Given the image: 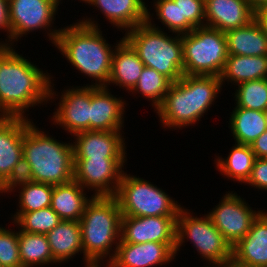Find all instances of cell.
I'll return each instance as SVG.
<instances>
[{
  "mask_svg": "<svg viewBox=\"0 0 267 267\" xmlns=\"http://www.w3.org/2000/svg\"><path fill=\"white\" fill-rule=\"evenodd\" d=\"M237 86L235 93H232L237 107L266 112L267 78L247 81Z\"/></svg>",
  "mask_w": 267,
  "mask_h": 267,
  "instance_id": "cell-32",
  "label": "cell"
},
{
  "mask_svg": "<svg viewBox=\"0 0 267 267\" xmlns=\"http://www.w3.org/2000/svg\"><path fill=\"white\" fill-rule=\"evenodd\" d=\"M54 261L59 265L73 260L79 252L83 254L81 226L79 221L62 220L46 234Z\"/></svg>",
  "mask_w": 267,
  "mask_h": 267,
  "instance_id": "cell-23",
  "label": "cell"
},
{
  "mask_svg": "<svg viewBox=\"0 0 267 267\" xmlns=\"http://www.w3.org/2000/svg\"><path fill=\"white\" fill-rule=\"evenodd\" d=\"M0 225V267H22L18 231Z\"/></svg>",
  "mask_w": 267,
  "mask_h": 267,
  "instance_id": "cell-35",
  "label": "cell"
},
{
  "mask_svg": "<svg viewBox=\"0 0 267 267\" xmlns=\"http://www.w3.org/2000/svg\"><path fill=\"white\" fill-rule=\"evenodd\" d=\"M222 87L218 76L183 75L171 84L164 101L154 112L164 129L195 126L215 104Z\"/></svg>",
  "mask_w": 267,
  "mask_h": 267,
  "instance_id": "cell-3",
  "label": "cell"
},
{
  "mask_svg": "<svg viewBox=\"0 0 267 267\" xmlns=\"http://www.w3.org/2000/svg\"><path fill=\"white\" fill-rule=\"evenodd\" d=\"M3 42L4 40L2 42L0 41V58L11 48L10 45H7Z\"/></svg>",
  "mask_w": 267,
  "mask_h": 267,
  "instance_id": "cell-43",
  "label": "cell"
},
{
  "mask_svg": "<svg viewBox=\"0 0 267 267\" xmlns=\"http://www.w3.org/2000/svg\"><path fill=\"white\" fill-rule=\"evenodd\" d=\"M147 9V21L127 31L123 38L136 51L146 67L169 78L172 82L181 79L183 73V44L181 35H168L153 23L154 19ZM163 30V31H162Z\"/></svg>",
  "mask_w": 267,
  "mask_h": 267,
  "instance_id": "cell-6",
  "label": "cell"
},
{
  "mask_svg": "<svg viewBox=\"0 0 267 267\" xmlns=\"http://www.w3.org/2000/svg\"><path fill=\"white\" fill-rule=\"evenodd\" d=\"M16 190L19 191V209H16V212H32L51 205L53 185L33 182Z\"/></svg>",
  "mask_w": 267,
  "mask_h": 267,
  "instance_id": "cell-33",
  "label": "cell"
},
{
  "mask_svg": "<svg viewBox=\"0 0 267 267\" xmlns=\"http://www.w3.org/2000/svg\"><path fill=\"white\" fill-rule=\"evenodd\" d=\"M177 216H122L120 242L176 243Z\"/></svg>",
  "mask_w": 267,
  "mask_h": 267,
  "instance_id": "cell-14",
  "label": "cell"
},
{
  "mask_svg": "<svg viewBox=\"0 0 267 267\" xmlns=\"http://www.w3.org/2000/svg\"><path fill=\"white\" fill-rule=\"evenodd\" d=\"M230 113L228 128L235 143L251 145L267 130L266 112L235 105Z\"/></svg>",
  "mask_w": 267,
  "mask_h": 267,
  "instance_id": "cell-27",
  "label": "cell"
},
{
  "mask_svg": "<svg viewBox=\"0 0 267 267\" xmlns=\"http://www.w3.org/2000/svg\"><path fill=\"white\" fill-rule=\"evenodd\" d=\"M122 98L112 95L106 86H91L90 130H124L127 103Z\"/></svg>",
  "mask_w": 267,
  "mask_h": 267,
  "instance_id": "cell-17",
  "label": "cell"
},
{
  "mask_svg": "<svg viewBox=\"0 0 267 267\" xmlns=\"http://www.w3.org/2000/svg\"><path fill=\"white\" fill-rule=\"evenodd\" d=\"M55 1H56L58 4H60V3L62 4V2H61L62 0H55ZM79 1L82 2V3L84 2V3L86 4V1H87V0H79Z\"/></svg>",
  "mask_w": 267,
  "mask_h": 267,
  "instance_id": "cell-45",
  "label": "cell"
},
{
  "mask_svg": "<svg viewBox=\"0 0 267 267\" xmlns=\"http://www.w3.org/2000/svg\"><path fill=\"white\" fill-rule=\"evenodd\" d=\"M53 81L54 79H51L49 101L53 102L60 96L57 108L51 117L53 124L62 127L71 136L90 130L91 86H71L66 90L63 89L59 95L54 89Z\"/></svg>",
  "mask_w": 267,
  "mask_h": 267,
  "instance_id": "cell-12",
  "label": "cell"
},
{
  "mask_svg": "<svg viewBox=\"0 0 267 267\" xmlns=\"http://www.w3.org/2000/svg\"><path fill=\"white\" fill-rule=\"evenodd\" d=\"M52 78L11 47L0 58V116L28 118L29 108L49 104Z\"/></svg>",
  "mask_w": 267,
  "mask_h": 267,
  "instance_id": "cell-1",
  "label": "cell"
},
{
  "mask_svg": "<svg viewBox=\"0 0 267 267\" xmlns=\"http://www.w3.org/2000/svg\"><path fill=\"white\" fill-rule=\"evenodd\" d=\"M118 30L127 32L147 21L148 5L144 0H87Z\"/></svg>",
  "mask_w": 267,
  "mask_h": 267,
  "instance_id": "cell-21",
  "label": "cell"
},
{
  "mask_svg": "<svg viewBox=\"0 0 267 267\" xmlns=\"http://www.w3.org/2000/svg\"><path fill=\"white\" fill-rule=\"evenodd\" d=\"M185 239L187 242L190 240L200 258L208 262L209 265L206 264L205 267H226L231 264L232 247L207 214L198 217L184 207L179 210L176 219L175 255H178Z\"/></svg>",
  "mask_w": 267,
  "mask_h": 267,
  "instance_id": "cell-7",
  "label": "cell"
},
{
  "mask_svg": "<svg viewBox=\"0 0 267 267\" xmlns=\"http://www.w3.org/2000/svg\"><path fill=\"white\" fill-rule=\"evenodd\" d=\"M12 216V223L18 225L20 231L34 234L46 235L62 221L50 206L32 212H15Z\"/></svg>",
  "mask_w": 267,
  "mask_h": 267,
  "instance_id": "cell-31",
  "label": "cell"
},
{
  "mask_svg": "<svg viewBox=\"0 0 267 267\" xmlns=\"http://www.w3.org/2000/svg\"><path fill=\"white\" fill-rule=\"evenodd\" d=\"M179 1L180 35L191 32L194 28L205 26V0Z\"/></svg>",
  "mask_w": 267,
  "mask_h": 267,
  "instance_id": "cell-34",
  "label": "cell"
},
{
  "mask_svg": "<svg viewBox=\"0 0 267 267\" xmlns=\"http://www.w3.org/2000/svg\"><path fill=\"white\" fill-rule=\"evenodd\" d=\"M121 220L122 213L114 196H95L86 205L79 220L85 264L105 265V261L108 264L113 259L120 242Z\"/></svg>",
  "mask_w": 267,
  "mask_h": 267,
  "instance_id": "cell-4",
  "label": "cell"
},
{
  "mask_svg": "<svg viewBox=\"0 0 267 267\" xmlns=\"http://www.w3.org/2000/svg\"><path fill=\"white\" fill-rule=\"evenodd\" d=\"M264 78H267V56L228 55L220 75L222 86L225 81L237 86Z\"/></svg>",
  "mask_w": 267,
  "mask_h": 267,
  "instance_id": "cell-26",
  "label": "cell"
},
{
  "mask_svg": "<svg viewBox=\"0 0 267 267\" xmlns=\"http://www.w3.org/2000/svg\"><path fill=\"white\" fill-rule=\"evenodd\" d=\"M220 201L207 215L225 240L233 247L245 237L253 222L264 209L253 210L244 198L233 191L226 192Z\"/></svg>",
  "mask_w": 267,
  "mask_h": 267,
  "instance_id": "cell-11",
  "label": "cell"
},
{
  "mask_svg": "<svg viewBox=\"0 0 267 267\" xmlns=\"http://www.w3.org/2000/svg\"><path fill=\"white\" fill-rule=\"evenodd\" d=\"M256 158H267V130L263 132L251 145Z\"/></svg>",
  "mask_w": 267,
  "mask_h": 267,
  "instance_id": "cell-40",
  "label": "cell"
},
{
  "mask_svg": "<svg viewBox=\"0 0 267 267\" xmlns=\"http://www.w3.org/2000/svg\"><path fill=\"white\" fill-rule=\"evenodd\" d=\"M114 197L122 216H178L183 207L165 190L124 171Z\"/></svg>",
  "mask_w": 267,
  "mask_h": 267,
  "instance_id": "cell-9",
  "label": "cell"
},
{
  "mask_svg": "<svg viewBox=\"0 0 267 267\" xmlns=\"http://www.w3.org/2000/svg\"><path fill=\"white\" fill-rule=\"evenodd\" d=\"M173 82L157 72L153 68L144 67L137 81L136 86L131 91L132 94H141V97L151 102L154 111L162 104L165 95Z\"/></svg>",
  "mask_w": 267,
  "mask_h": 267,
  "instance_id": "cell-30",
  "label": "cell"
},
{
  "mask_svg": "<svg viewBox=\"0 0 267 267\" xmlns=\"http://www.w3.org/2000/svg\"><path fill=\"white\" fill-rule=\"evenodd\" d=\"M226 158L216 156L215 164L221 175L241 185L250 177L256 159L250 145L235 143Z\"/></svg>",
  "mask_w": 267,
  "mask_h": 267,
  "instance_id": "cell-28",
  "label": "cell"
},
{
  "mask_svg": "<svg viewBox=\"0 0 267 267\" xmlns=\"http://www.w3.org/2000/svg\"><path fill=\"white\" fill-rule=\"evenodd\" d=\"M122 132L88 130L73 135L74 158H127Z\"/></svg>",
  "mask_w": 267,
  "mask_h": 267,
  "instance_id": "cell-16",
  "label": "cell"
},
{
  "mask_svg": "<svg viewBox=\"0 0 267 267\" xmlns=\"http://www.w3.org/2000/svg\"><path fill=\"white\" fill-rule=\"evenodd\" d=\"M248 5L256 11L258 8L267 5V0H246Z\"/></svg>",
  "mask_w": 267,
  "mask_h": 267,
  "instance_id": "cell-42",
  "label": "cell"
},
{
  "mask_svg": "<svg viewBox=\"0 0 267 267\" xmlns=\"http://www.w3.org/2000/svg\"><path fill=\"white\" fill-rule=\"evenodd\" d=\"M32 119L0 116V185L23 156V138Z\"/></svg>",
  "mask_w": 267,
  "mask_h": 267,
  "instance_id": "cell-19",
  "label": "cell"
},
{
  "mask_svg": "<svg viewBox=\"0 0 267 267\" xmlns=\"http://www.w3.org/2000/svg\"><path fill=\"white\" fill-rule=\"evenodd\" d=\"M226 267H236V266L233 264H230V265H227Z\"/></svg>",
  "mask_w": 267,
  "mask_h": 267,
  "instance_id": "cell-46",
  "label": "cell"
},
{
  "mask_svg": "<svg viewBox=\"0 0 267 267\" xmlns=\"http://www.w3.org/2000/svg\"><path fill=\"white\" fill-rule=\"evenodd\" d=\"M225 35L228 55L267 56V36L255 19Z\"/></svg>",
  "mask_w": 267,
  "mask_h": 267,
  "instance_id": "cell-25",
  "label": "cell"
},
{
  "mask_svg": "<svg viewBox=\"0 0 267 267\" xmlns=\"http://www.w3.org/2000/svg\"><path fill=\"white\" fill-rule=\"evenodd\" d=\"M59 4L55 0H11L9 1V23L11 28V47L21 37L34 31H46L50 42L55 45L61 28L54 21ZM53 27V29H52ZM15 42V43H14Z\"/></svg>",
  "mask_w": 267,
  "mask_h": 267,
  "instance_id": "cell-10",
  "label": "cell"
},
{
  "mask_svg": "<svg viewBox=\"0 0 267 267\" xmlns=\"http://www.w3.org/2000/svg\"><path fill=\"white\" fill-rule=\"evenodd\" d=\"M254 189L267 191V158H256L251 170L250 177L244 183Z\"/></svg>",
  "mask_w": 267,
  "mask_h": 267,
  "instance_id": "cell-38",
  "label": "cell"
},
{
  "mask_svg": "<svg viewBox=\"0 0 267 267\" xmlns=\"http://www.w3.org/2000/svg\"><path fill=\"white\" fill-rule=\"evenodd\" d=\"M18 243L22 267H44L57 264L45 234L27 233L18 228Z\"/></svg>",
  "mask_w": 267,
  "mask_h": 267,
  "instance_id": "cell-29",
  "label": "cell"
},
{
  "mask_svg": "<svg viewBox=\"0 0 267 267\" xmlns=\"http://www.w3.org/2000/svg\"><path fill=\"white\" fill-rule=\"evenodd\" d=\"M0 30L6 32L5 44L11 46V28L9 23V2L0 0Z\"/></svg>",
  "mask_w": 267,
  "mask_h": 267,
  "instance_id": "cell-39",
  "label": "cell"
},
{
  "mask_svg": "<svg viewBox=\"0 0 267 267\" xmlns=\"http://www.w3.org/2000/svg\"><path fill=\"white\" fill-rule=\"evenodd\" d=\"M32 121L23 138V156L31 166L34 182L50 185L73 180L74 154L70 141L61 142Z\"/></svg>",
  "mask_w": 267,
  "mask_h": 267,
  "instance_id": "cell-5",
  "label": "cell"
},
{
  "mask_svg": "<svg viewBox=\"0 0 267 267\" xmlns=\"http://www.w3.org/2000/svg\"><path fill=\"white\" fill-rule=\"evenodd\" d=\"M181 40L184 75L220 77L228 57L225 32L203 26L181 35Z\"/></svg>",
  "mask_w": 267,
  "mask_h": 267,
  "instance_id": "cell-8",
  "label": "cell"
},
{
  "mask_svg": "<svg viewBox=\"0 0 267 267\" xmlns=\"http://www.w3.org/2000/svg\"><path fill=\"white\" fill-rule=\"evenodd\" d=\"M236 267H267V212L253 222L249 232L232 247Z\"/></svg>",
  "mask_w": 267,
  "mask_h": 267,
  "instance_id": "cell-18",
  "label": "cell"
},
{
  "mask_svg": "<svg viewBox=\"0 0 267 267\" xmlns=\"http://www.w3.org/2000/svg\"><path fill=\"white\" fill-rule=\"evenodd\" d=\"M102 264L100 263H88L85 264V267H101Z\"/></svg>",
  "mask_w": 267,
  "mask_h": 267,
  "instance_id": "cell-44",
  "label": "cell"
},
{
  "mask_svg": "<svg viewBox=\"0 0 267 267\" xmlns=\"http://www.w3.org/2000/svg\"><path fill=\"white\" fill-rule=\"evenodd\" d=\"M152 5L157 16L156 19L160 20L164 28L168 29V33L170 31L172 35H180L179 1L154 0Z\"/></svg>",
  "mask_w": 267,
  "mask_h": 267,
  "instance_id": "cell-36",
  "label": "cell"
},
{
  "mask_svg": "<svg viewBox=\"0 0 267 267\" xmlns=\"http://www.w3.org/2000/svg\"><path fill=\"white\" fill-rule=\"evenodd\" d=\"M255 11L246 0H205V26L226 32L246 26Z\"/></svg>",
  "mask_w": 267,
  "mask_h": 267,
  "instance_id": "cell-20",
  "label": "cell"
},
{
  "mask_svg": "<svg viewBox=\"0 0 267 267\" xmlns=\"http://www.w3.org/2000/svg\"><path fill=\"white\" fill-rule=\"evenodd\" d=\"M126 158H74L73 179L95 196H115Z\"/></svg>",
  "mask_w": 267,
  "mask_h": 267,
  "instance_id": "cell-13",
  "label": "cell"
},
{
  "mask_svg": "<svg viewBox=\"0 0 267 267\" xmlns=\"http://www.w3.org/2000/svg\"><path fill=\"white\" fill-rule=\"evenodd\" d=\"M176 243L119 242L113 259L105 267H156L170 264L175 258Z\"/></svg>",
  "mask_w": 267,
  "mask_h": 267,
  "instance_id": "cell-15",
  "label": "cell"
},
{
  "mask_svg": "<svg viewBox=\"0 0 267 267\" xmlns=\"http://www.w3.org/2000/svg\"><path fill=\"white\" fill-rule=\"evenodd\" d=\"M255 20L267 36V5L262 6L255 11Z\"/></svg>",
  "mask_w": 267,
  "mask_h": 267,
  "instance_id": "cell-41",
  "label": "cell"
},
{
  "mask_svg": "<svg viewBox=\"0 0 267 267\" xmlns=\"http://www.w3.org/2000/svg\"><path fill=\"white\" fill-rule=\"evenodd\" d=\"M33 176L30 164L24 158L21 157L19 162L13 167L12 172L7 179L0 185V192L11 195V192H15V188H19L23 185L33 183Z\"/></svg>",
  "mask_w": 267,
  "mask_h": 267,
  "instance_id": "cell-37",
  "label": "cell"
},
{
  "mask_svg": "<svg viewBox=\"0 0 267 267\" xmlns=\"http://www.w3.org/2000/svg\"><path fill=\"white\" fill-rule=\"evenodd\" d=\"M116 42L112 55L109 85L131 92L137 84L145 65L132 46L122 37Z\"/></svg>",
  "mask_w": 267,
  "mask_h": 267,
  "instance_id": "cell-22",
  "label": "cell"
},
{
  "mask_svg": "<svg viewBox=\"0 0 267 267\" xmlns=\"http://www.w3.org/2000/svg\"><path fill=\"white\" fill-rule=\"evenodd\" d=\"M84 190L74 179L65 184L54 185L50 207L62 220L79 221L86 205L94 197L91 195L88 198Z\"/></svg>",
  "mask_w": 267,
  "mask_h": 267,
  "instance_id": "cell-24",
  "label": "cell"
},
{
  "mask_svg": "<svg viewBox=\"0 0 267 267\" xmlns=\"http://www.w3.org/2000/svg\"><path fill=\"white\" fill-rule=\"evenodd\" d=\"M83 18L64 26L54 46L68 63L93 81L87 86H107L116 45L106 41L98 21Z\"/></svg>",
  "mask_w": 267,
  "mask_h": 267,
  "instance_id": "cell-2",
  "label": "cell"
}]
</instances>
